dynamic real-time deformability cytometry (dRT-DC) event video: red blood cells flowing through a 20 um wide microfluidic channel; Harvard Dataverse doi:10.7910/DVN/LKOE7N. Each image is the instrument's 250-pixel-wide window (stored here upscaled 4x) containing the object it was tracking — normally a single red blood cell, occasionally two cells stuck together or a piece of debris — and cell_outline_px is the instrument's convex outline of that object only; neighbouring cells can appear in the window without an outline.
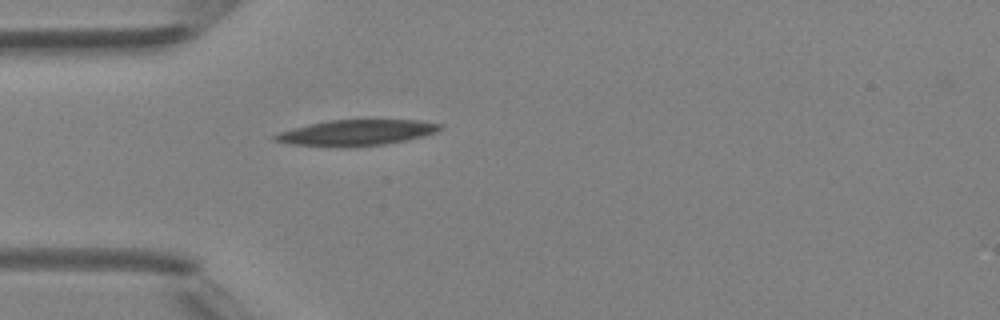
{"species": "Egyptian fruit bat (a non-hibernating species)", "species_latin": "Rousettus aegyptiacus", "temperature_condition": "room temperature", "stored_images_in_passage": 5, "camera_frame_rate_fps": 3000, "um_per_image_px": 0.085, "animal": {"sex": "female"}, "frame": {"image": 1, "passage_image": 5, "time_ms": 4.667, "image_size_px": [1000, 320], "cell_outline_px": [[440, 128], [436, 132], [424, 136], [408, 140], [384, 144], [292, 144], [272, 140], [272, 136], [280, 132], [292, 128], [308, 124], [328, 120], [420, 120], [440, 124]], "centroid_in_image_um": [30.34, 11.23], "position_along_channel_um": 54.7, "area_um2": 23.58}}